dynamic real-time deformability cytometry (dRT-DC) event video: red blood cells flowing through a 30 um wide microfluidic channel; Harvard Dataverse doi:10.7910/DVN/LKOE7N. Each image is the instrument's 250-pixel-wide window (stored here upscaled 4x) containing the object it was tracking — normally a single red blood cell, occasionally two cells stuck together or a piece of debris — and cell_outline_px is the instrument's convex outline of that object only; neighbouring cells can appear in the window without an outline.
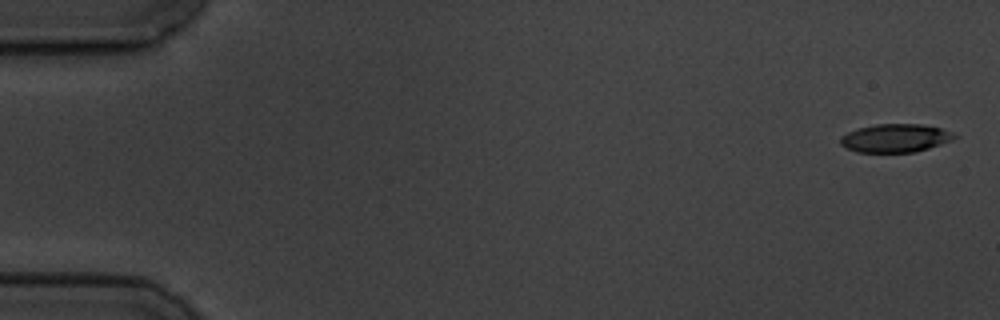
{"species": "common noctule bat (a hibernating species)", "species_latin": "Nyctalus noctula", "temperature_condition": "cold", "stored_images_in_passage": 11, "camera_frame_rate_fps": 3000, "um_per_image_px": 0.085, "animal": {"sex": "male", "body_mass_g": 19.5, "forearm_length_mm": 54.6}, "frame": {"image": 1, "passage_image": 1, "time_ms": 0.0, "image_size_px": [1000, 320], "cell_outline_px": [[960, 136], [952, 140], [916, 152], [856, 152], [840, 144], [840, 136], [856, 128], [876, 124], [920, 124], [940, 128], [952, 132]], "centroid_in_image_um": [76.1, 11.73], "position_along_channel_um": 8.9, "area_um2": 18.84}}
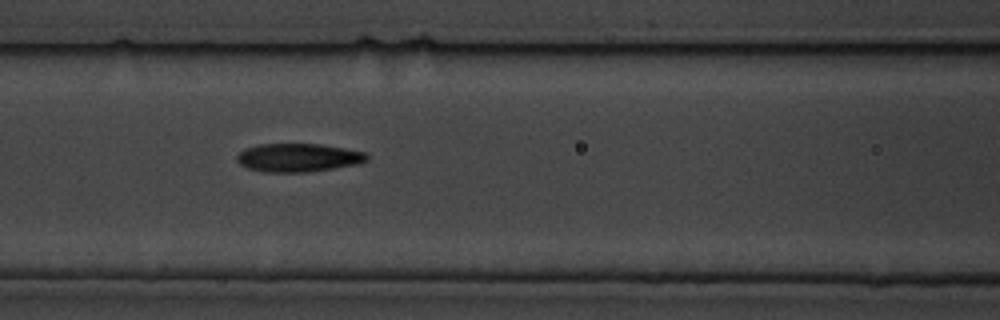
{"frame": {"image": 2, "passage_image": 7, "time_ms": 7.667, "image_size_px": [1000, 320], "cell_outline_px": [[368, 160], [356, 164], [308, 172], [264, 172], [248, 168], [240, 164], [236, 160], [236, 156], [244, 148], [260, 144], [320, 144], [344, 148], [364, 152], [368, 156]], "centroid_in_image_um": [25.31, 13.39], "position_along_channel_um": 141.3, "area_um2": 21.39}}
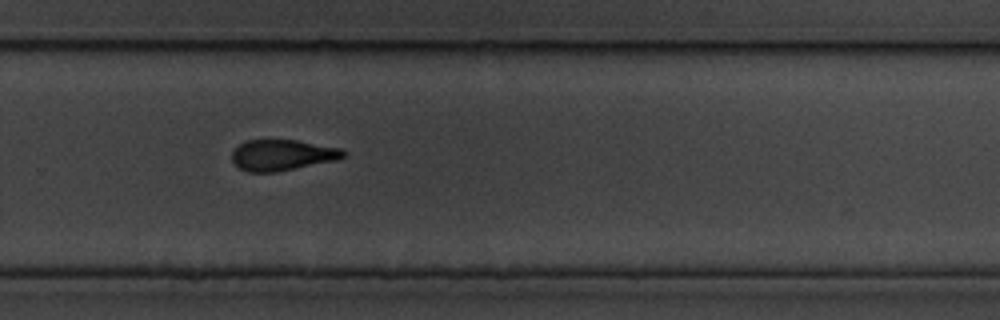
{"frame": {"image": 3, "passage_image": 11, "time_ms": 12.333, "image_size_px": [1000, 320], "cell_outline_px": [[348, 152], [344, 156], [336, 160], [276, 172], [248, 172], [240, 168], [232, 160], [232, 152], [244, 140], [296, 140], [340, 148]], "centroid_in_image_um": [23.99, 13.18], "position_along_channel_um": 305.8, "area_um2": 19.94}}